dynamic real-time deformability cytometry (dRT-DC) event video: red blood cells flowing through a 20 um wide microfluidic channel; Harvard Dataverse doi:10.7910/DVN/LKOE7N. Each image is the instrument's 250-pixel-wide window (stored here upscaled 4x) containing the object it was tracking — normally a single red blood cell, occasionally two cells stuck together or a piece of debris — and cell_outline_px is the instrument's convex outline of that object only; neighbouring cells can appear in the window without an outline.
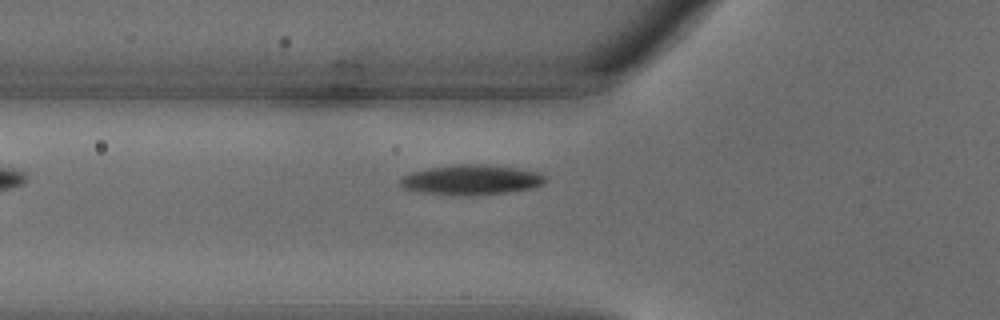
{"species": "common noctule bat (a hibernating species)", "species_latin": "Nyctalus noctula", "temperature_condition": "warm", "stored_images_in_passage": 21, "camera_frame_rate_fps": 3000, "um_per_image_px": 0.085, "animal": {"sex": "male", "body_mass_g": 18.8}, "frame": {"image": 1, "passage_image": 3, "time_ms": 0.667, "image_size_px": [1000, 320], "cell_outline_px": [[548, 180], [544, 184], [532, 188], [512, 192], [476, 196], [456, 196], [420, 192], [404, 188], [400, 184], [400, 180], [404, 176], [412, 172], [428, 168], [456, 164], [484, 164], [516, 168], [536, 172], [544, 176]], "centroid_in_image_um": [40.08, 15.3], "position_along_channel_um": 85.7, "area_um2": 25.66}}
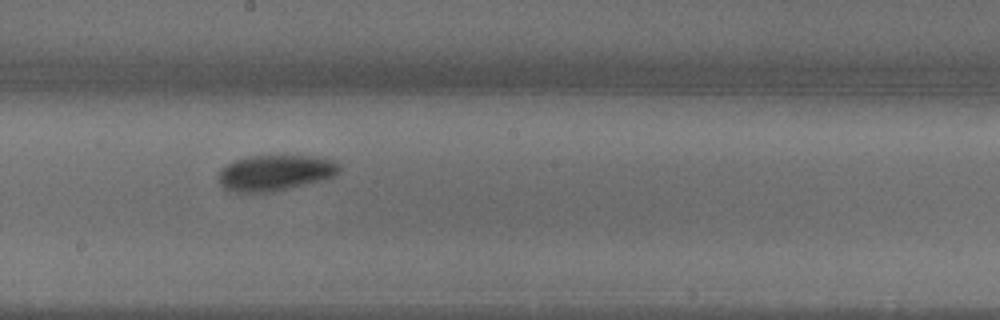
{"frame": {"image": 2, "passage_image": 10, "time_ms": 3.0, "image_size_px": [1000, 320], "cell_outline_px": [[340, 172], [336, 176], [324, 180], [272, 192], [236, 192], [224, 188], [220, 184], [216, 176], [220, 168], [236, 160], [248, 156], [320, 156], [336, 160], [340, 164]], "centroid_in_image_um": [23.43, 14.68], "position_along_channel_um": 224.8, "area_um2": 25.61}}
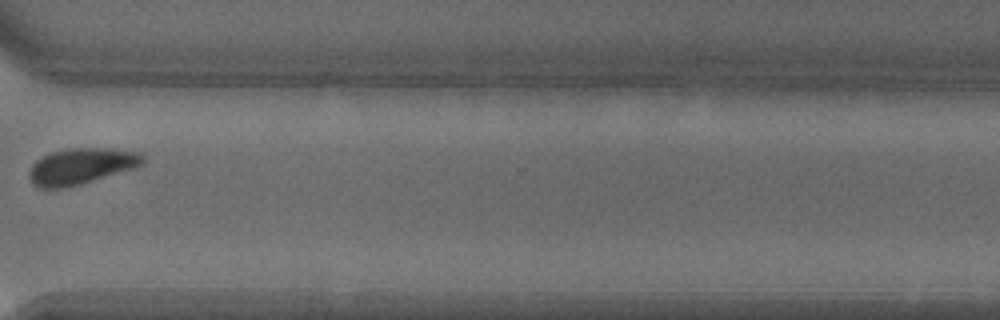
{"frame": {"image": 3, "passage_image": 17, "time_ms": 5.333, "image_size_px": [1000, 320], "cell_outline_px": [[144, 164], [136, 168], [80, 184], [64, 188], [36, 188], [32, 184], [28, 176], [28, 172], [32, 164], [36, 160], [52, 152], [68, 148], [108, 148], [140, 152], [144, 156]], "centroid_in_image_um": [6.9, 14.13], "position_along_channel_um": 363.7, "area_um2": 24.1}}